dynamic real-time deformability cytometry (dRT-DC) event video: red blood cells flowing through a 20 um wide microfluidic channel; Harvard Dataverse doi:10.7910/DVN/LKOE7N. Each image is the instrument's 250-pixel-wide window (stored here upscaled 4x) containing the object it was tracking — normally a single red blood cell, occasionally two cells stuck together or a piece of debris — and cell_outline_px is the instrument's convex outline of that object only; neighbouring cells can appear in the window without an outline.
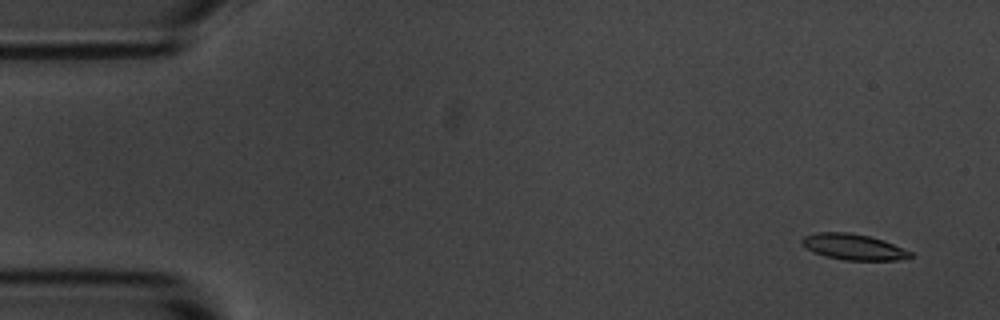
{"species": "common noctule bat (a hibernating species)", "species_latin": "Nyctalus noctula", "temperature_condition": "room temperature", "stored_images_in_passage": 6, "camera_frame_rate_fps": 3000, "um_per_image_px": 0.085, "animal": {"sex": "male", "body_mass_g": 20.1, "forearm_length_mm": 53.5}, "frame": {"image": 1, "passage_image": 1, "time_ms": 0.0, "image_size_px": [1000, 320], "cell_outline_px": [[912, 256], [900, 260], [844, 260], [824, 256], [800, 244], [800, 240], [804, 236], [820, 232], [848, 232], [868, 236], [884, 240], [912, 252]], "centroid_in_image_um": [72.54, 20.98], "position_along_channel_um": 12.5, "area_um2": 16.24}}